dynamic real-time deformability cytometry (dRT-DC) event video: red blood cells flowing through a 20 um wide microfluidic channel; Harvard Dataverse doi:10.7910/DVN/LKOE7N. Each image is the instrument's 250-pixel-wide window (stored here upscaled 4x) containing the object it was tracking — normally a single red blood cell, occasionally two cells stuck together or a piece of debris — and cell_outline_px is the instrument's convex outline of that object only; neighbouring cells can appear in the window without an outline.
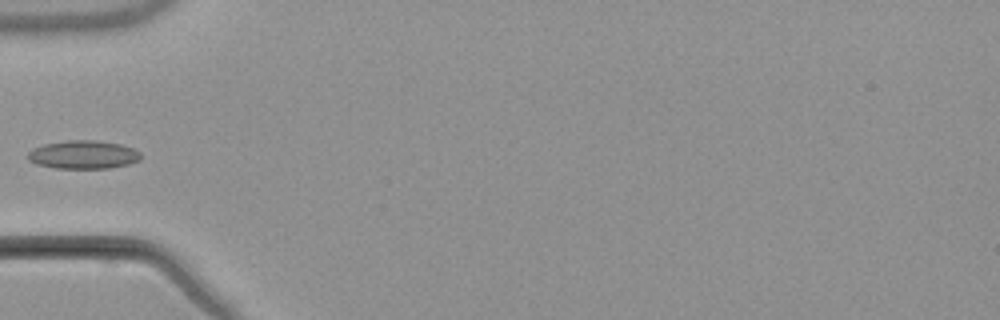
{"species": "common noctule bat (a hibernating species)", "species_latin": "Nyctalus noctula", "temperature_condition": "warm", "stored_images_in_passage": 6, "camera_frame_rate_fps": 3000, "um_per_image_px": 0.085, "animal": {"sex": "male", "body_mass_g": 21.5, "forearm_length_mm": 52.0}, "frame": {"image": 1, "passage_image": 5, "time_ms": 5.667, "image_size_px": [1000, 320], "cell_outline_px": [[140, 160], [128, 164], [108, 168], [56, 168], [36, 164], [28, 160], [28, 152], [32, 148], [44, 144], [68, 140], [96, 140], [120, 144], [132, 148], [140, 152]], "centroid_in_image_um": [7.06, 13.14], "position_along_channel_um": 77.9, "area_um2": 18.61}}
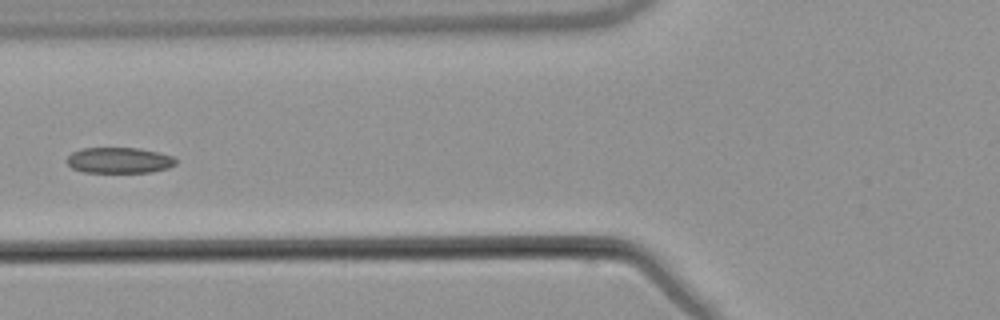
{"frame": {"image": 2, "passage_image": 6, "time_ms": 6.667, "image_size_px": [1000, 320], "cell_outline_px": [[176, 164], [168, 168], [152, 172], [84, 172], [72, 168], [64, 160], [72, 152], [80, 148], [140, 148], [172, 156], [176, 160]], "centroid_in_image_um": [10.09, 13.62], "position_along_channel_um": 115.7, "area_um2": 16.42}}